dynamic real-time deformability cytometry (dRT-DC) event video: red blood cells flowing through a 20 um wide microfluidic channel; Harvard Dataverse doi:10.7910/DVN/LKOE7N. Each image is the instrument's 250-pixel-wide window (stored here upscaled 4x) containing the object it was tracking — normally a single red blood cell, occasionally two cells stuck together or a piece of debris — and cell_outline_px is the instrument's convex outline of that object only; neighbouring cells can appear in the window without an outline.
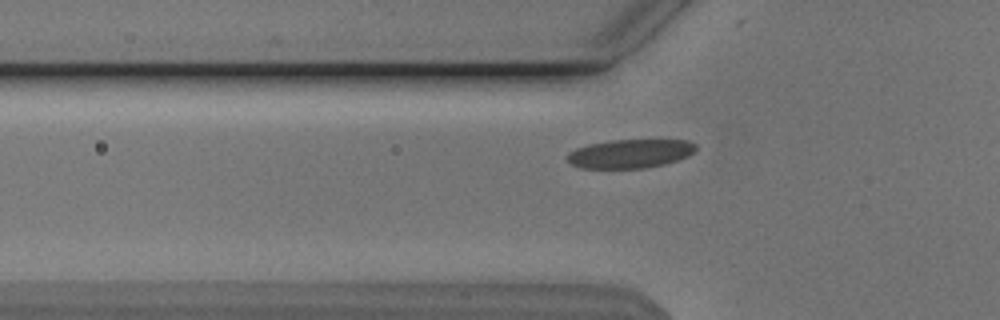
{"species": "Egyptian fruit bat (a non-hibernating species)", "species_latin": "Rousettus aegyptiacus", "temperature_condition": "cold", "stored_images_in_passage": 37, "camera_frame_rate_fps": 3000, "um_per_image_px": 0.085, "animal": {"sex": "male"}, "frame": {"image": 1, "passage_image": 8, "time_ms": 2.333, "image_size_px": [1000, 320], "cell_outline_px": [[696, 148], [688, 156], [664, 164], [644, 168], [580, 168], [572, 164], [568, 160], [568, 152], [576, 148], [588, 144], [612, 140], [688, 140], [696, 144]], "centroid_in_image_um": [53.55, 13.05], "position_along_channel_um": 72.3, "area_um2": 21.44}}
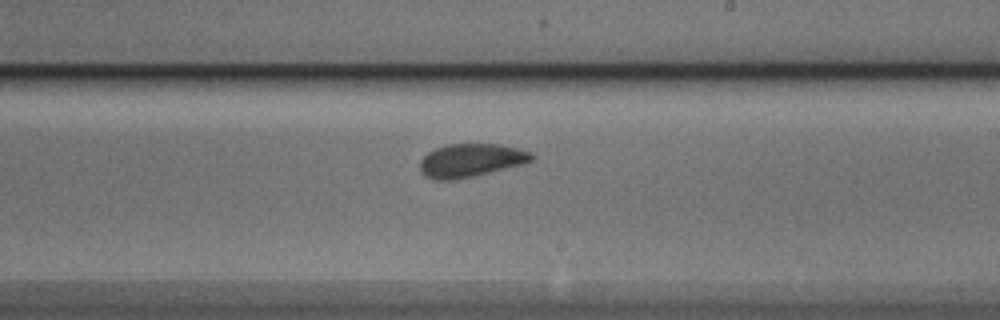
{"frame": {"image": 2, "passage_image": 22, "time_ms": 7.0, "image_size_px": [1000, 320], "cell_outline_px": [[536, 156], [532, 160], [524, 164], [472, 176], [452, 180], [436, 180], [424, 176], [420, 172], [420, 160], [428, 152], [436, 148], [448, 144], [500, 144], [532, 152]], "centroid_in_image_um": [40.02, 13.63], "position_along_channel_um": 249.0, "area_um2": 21.68}}
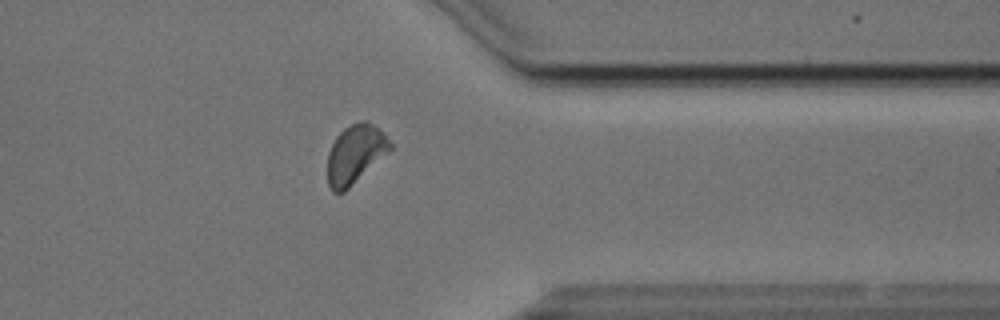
{"frame": {"image": 3, "passage_image": 33, "time_ms": 10.667, "image_size_px": [1000, 320], "cell_outline_px": [[392, 148], [388, 152], [344, 192], [332, 192], [328, 184], [328, 152], [336, 136], [344, 128], [352, 124], [364, 120], [368, 120], [384, 132], [392, 144]], "centroid_in_image_um": [30.19, 13.08], "position_along_channel_um": 381.2, "area_um2": 21.27}}